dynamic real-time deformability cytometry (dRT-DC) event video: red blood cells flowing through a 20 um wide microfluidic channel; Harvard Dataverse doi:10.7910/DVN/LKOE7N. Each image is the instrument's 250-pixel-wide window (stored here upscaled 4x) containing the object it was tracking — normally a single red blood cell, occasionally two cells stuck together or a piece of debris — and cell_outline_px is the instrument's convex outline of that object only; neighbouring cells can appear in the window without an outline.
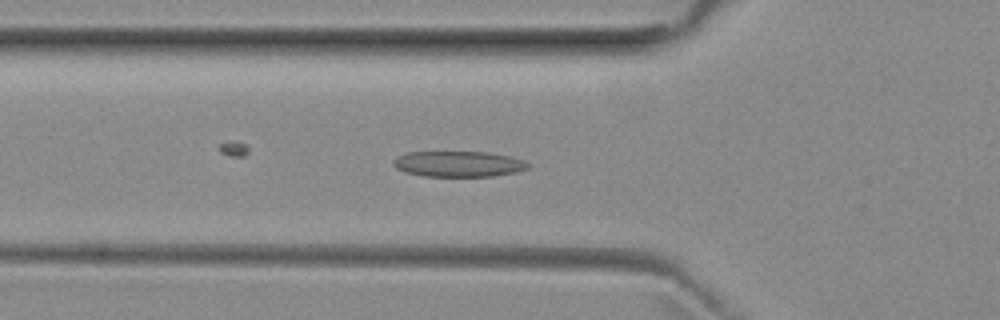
{"species": "common noctule bat (a hibernating species)", "species_latin": "Nyctalus noctula", "temperature_condition": "room temperature", "stored_images_in_passage": 42, "camera_frame_rate_fps": 3000, "um_per_image_px": 0.085, "animal": {"sex": "female", "body_mass_g": 29.2, "forearm_length_mm": 56.3}, "frame": {"image": 1, "passage_image": 17, "time_ms": 5.333, "image_size_px": [1000, 320], "cell_outline_px": [[528, 168], [516, 172], [492, 176], [424, 176], [404, 172], [396, 168], [392, 164], [392, 160], [396, 156], [408, 152], [488, 152], [508, 156], [524, 160], [528, 164]], "centroid_in_image_um": [38.92, 13.93], "position_along_channel_um": 86.9, "area_um2": 20.17}}
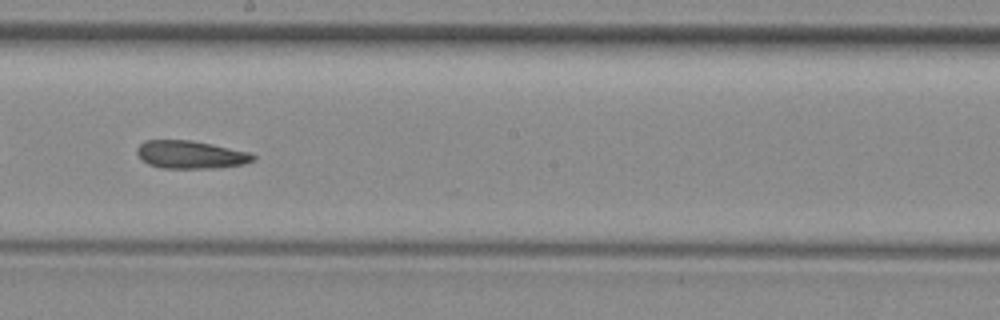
{"frame": {"image": 2, "passage_image": 28, "time_ms": 9.0, "image_size_px": [1000, 320], "cell_outline_px": [[256, 160], [244, 164], [212, 168], [160, 168], [148, 164], [136, 152], [136, 148], [144, 140], [192, 140], [212, 144], [248, 152], [256, 156]], "centroid_in_image_um": [16.2, 13.14], "position_along_channel_um": 232.0, "area_um2": 18.84}}
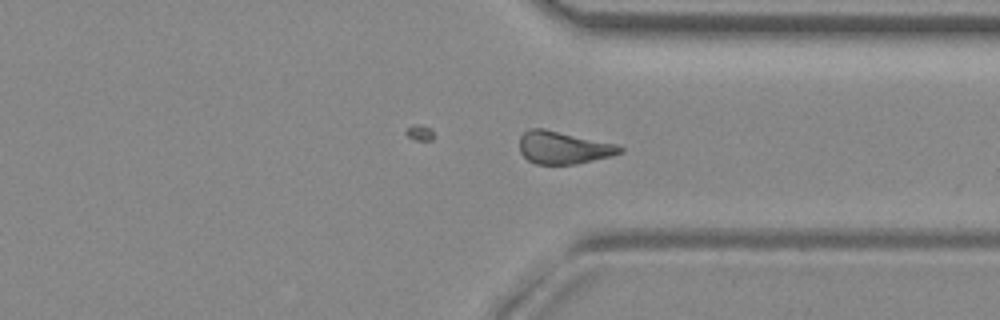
{"frame": {"image": 3, "passage_image": 38, "time_ms": 12.333, "image_size_px": [1000, 320], "cell_outline_px": [[624, 152], [612, 156], [576, 164], [536, 164], [528, 160], [520, 152], [520, 136], [528, 128], [544, 128], [616, 144], [624, 148]], "centroid_in_image_um": [47.89, 12.54], "position_along_channel_um": 363.5, "area_um2": 19.13}, "authors_computed_cell_mechanics": {"area_um2": 19.9121, "velocity_mm_per_s": 3.9568, "shape_relaxation_time_tau1_ms": null, "shape_relaxation_time_tau2_ms": 4.7536, "deformation_change_tau1": null, "deformation_change_tau2": 0.1577}}